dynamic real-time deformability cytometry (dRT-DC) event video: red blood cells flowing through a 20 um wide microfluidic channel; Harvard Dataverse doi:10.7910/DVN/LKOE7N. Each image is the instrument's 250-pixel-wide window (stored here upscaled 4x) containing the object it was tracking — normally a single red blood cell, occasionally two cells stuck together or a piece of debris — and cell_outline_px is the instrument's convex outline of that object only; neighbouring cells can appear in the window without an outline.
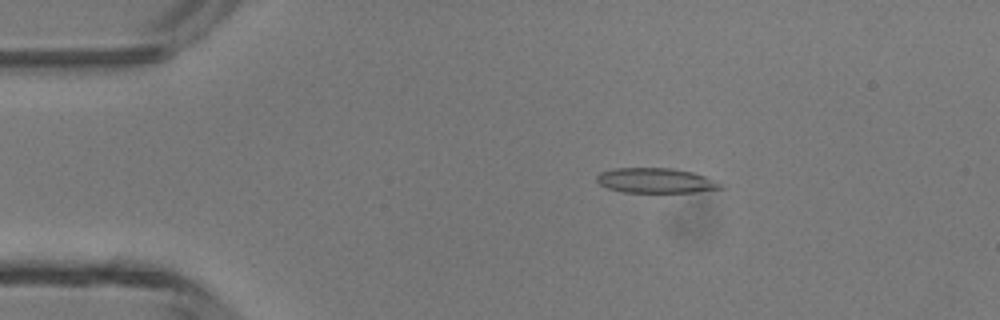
{"species": "common noctule bat (a hibernating species)", "species_latin": "Nyctalus noctula", "temperature_condition": "room temperature", "stored_images_in_passage": 47, "camera_frame_rate_fps": 3000, "um_per_image_px": 0.085, "animal": {"sex": "male", "body_mass_g": 13.3}, "frame": {"image": 1, "passage_image": 9, "time_ms": 2.667, "image_size_px": [1000, 320], "cell_outline_px": [[724, 188], [696, 192], [620, 192], [608, 188], [600, 184], [596, 180], [596, 176], [600, 172], [612, 168], [672, 168], [692, 172], [704, 176], [720, 184]], "centroid_in_image_um": [55.68, 15.34], "position_along_channel_um": 29.3, "area_um2": 17.92}}
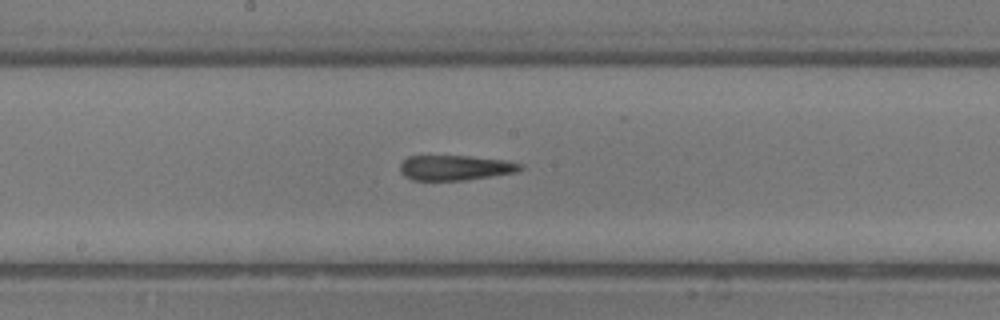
{"frame": {"image": 2, "passage_image": 25, "time_ms": 8.0, "image_size_px": [1000, 320], "cell_outline_px": [[524, 168], [516, 172], [464, 180], [412, 180], [404, 176], [400, 172], [400, 164], [408, 156], [468, 156], [504, 160], [520, 164]], "centroid_in_image_um": [38.65, 14.26], "position_along_channel_um": 209.5, "area_um2": 17.4}}
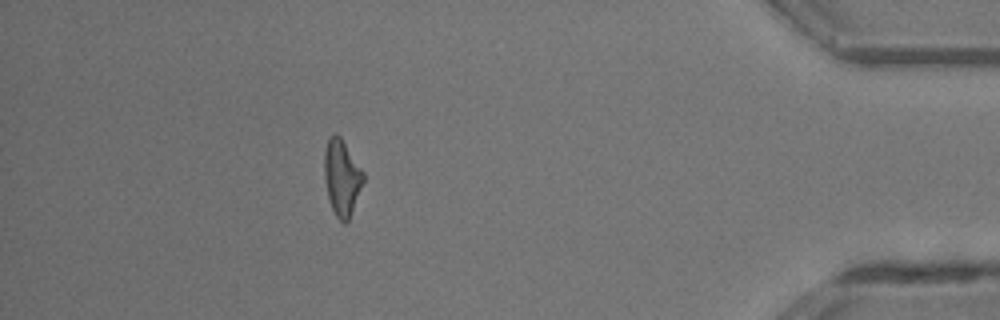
{"frame": {"image": 3, "passage_image": 42, "time_ms": 13.667, "image_size_px": [1000, 320], "cell_outline_px": [[364, 180], [348, 220], [344, 224], [336, 216], [332, 208], [328, 196], [324, 180], [324, 152], [328, 136], [336, 132], [340, 136], [364, 172]], "centroid_in_image_um": [29.03, 15.04], "position_along_channel_um": 406.2, "area_um2": 17.17}, "authors_computed_cell_mechanics": {"area_um2": 17.9758, "velocity_mm_per_s": 4.4082, "shape_relaxation_time_tau1_ms": 7.072, "shape_relaxation_time_tau2_ms": 3.8613, "deformation_change_tau1": 0.2551, "deformation_change_tau2": 0.1865}}